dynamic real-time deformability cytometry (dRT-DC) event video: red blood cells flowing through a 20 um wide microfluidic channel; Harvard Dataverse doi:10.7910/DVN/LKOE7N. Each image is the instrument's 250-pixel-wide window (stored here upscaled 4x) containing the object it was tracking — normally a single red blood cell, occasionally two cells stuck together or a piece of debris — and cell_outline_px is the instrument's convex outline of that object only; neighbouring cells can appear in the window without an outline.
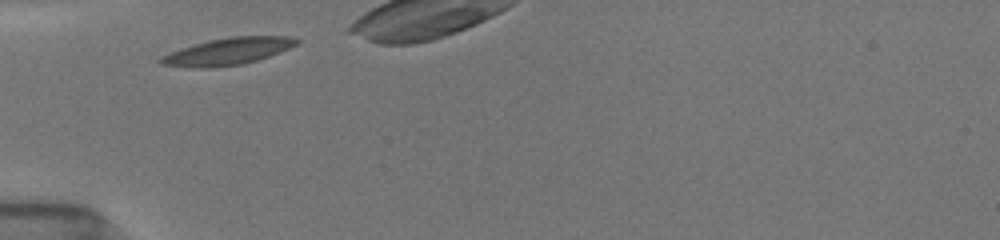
{"species": "common noctule bat (a hibernating species)", "species_latin": "Nyctalus noctula", "temperature_condition": "room temperature", "stored_images_in_passage": 26, "camera_frame_rate_fps": 3000, "um_per_image_px": 0.085, "animal": {"sex": "female", "body_mass_g": 19.5, "forearm_length_mm": 54.1}, "frame": {"image": 1, "passage_image": 1, "time_ms": 0.0, "image_size_px": [1000, 240], "cell_outline_px": [[300, 40], [296, 44], [280, 52], [256, 60], [240, 64], [208, 68], [200, 68], [160, 64], [156, 60], [160, 56], [208, 40], [228, 36], [288, 36]], "centroid_in_image_um": [19.35, 4.36], "position_along_channel_um": 65.7, "area_um2": 20.98}}
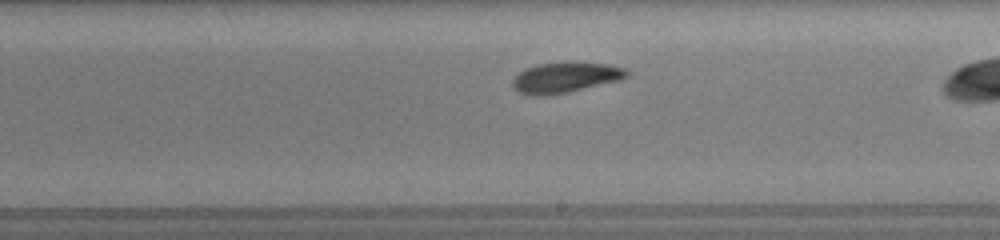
{"frame": {"image": 2, "passage_image": 15, "time_ms": 4.667, "image_size_px": [1000, 240], "cell_outline_px": [[628, 76], [620, 80], [568, 92], [544, 96], [532, 96], [520, 92], [512, 88], [512, 80], [524, 68], [536, 64], [564, 60], [576, 60], [608, 64], [624, 68], [628, 72]], "centroid_in_image_um": [48.04, 6.55], "position_along_channel_um": 241.0, "area_um2": 20.92}}
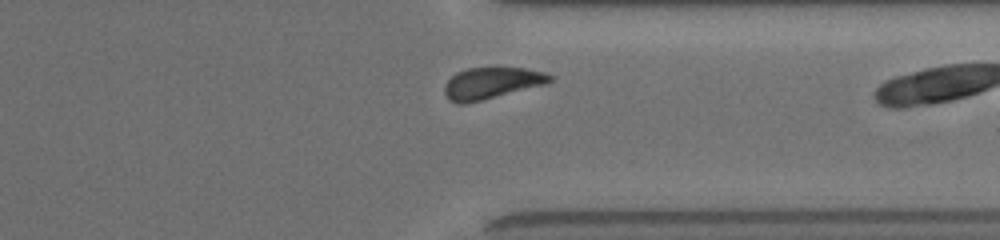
{"frame": {"image": 3, "passage_image": 25, "time_ms": 8.0, "image_size_px": [1000, 240], "cell_outline_px": [[552, 80], [544, 84], [484, 100], [464, 104], [456, 104], [448, 100], [444, 92], [444, 84], [456, 72], [468, 68], [524, 68], [544, 72], [552, 76]], "centroid_in_image_um": [41.72, 7.08], "position_along_channel_um": 369.7, "area_um2": 19.31}}